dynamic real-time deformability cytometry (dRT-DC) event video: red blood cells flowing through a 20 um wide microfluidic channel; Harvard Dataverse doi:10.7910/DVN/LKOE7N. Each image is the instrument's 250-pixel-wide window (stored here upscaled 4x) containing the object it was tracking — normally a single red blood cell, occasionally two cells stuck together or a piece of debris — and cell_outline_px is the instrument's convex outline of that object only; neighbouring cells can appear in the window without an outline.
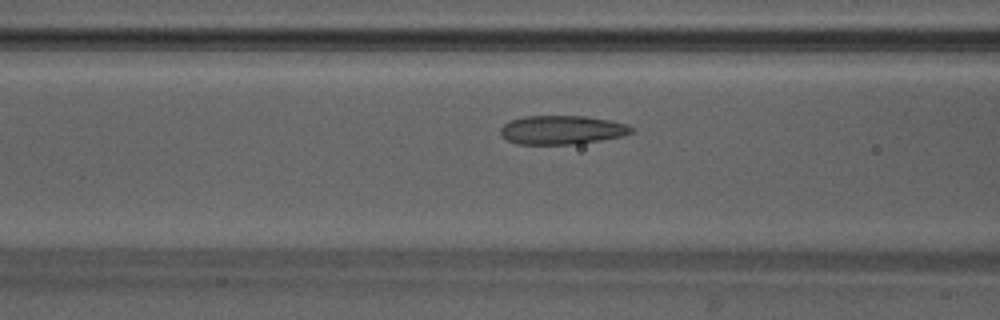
{"species": "Egyptian fruit bat (a non-hibernating species)", "species_latin": "Rousettus aegyptiacus", "temperature_condition": "warm", "stored_images_in_passage": 37, "camera_frame_rate_fps": 3000, "um_per_image_px": 0.085, "animal": {"sex": "male"}, "frame": {"image": 1, "passage_image": 8, "time_ms": 2.333, "image_size_px": [1000, 320], "cell_outline_px": [[632, 132], [624, 136], [576, 144], [516, 144], [508, 140], [500, 132], [500, 128], [504, 124], [512, 120], [524, 116], [584, 116], [608, 120], [628, 124], [632, 128]], "centroid_in_image_um": [47.77, 11.04], "position_along_channel_um": 118.8, "area_um2": 21.85}}
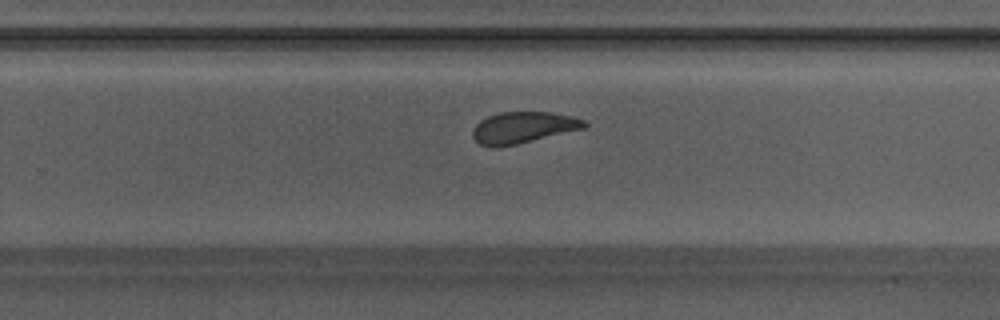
{"frame": {"image": 2, "passage_image": 20, "time_ms": 6.333, "image_size_px": [1000, 320], "cell_outline_px": [[588, 124], [584, 128], [516, 144], [496, 148], [480, 144], [472, 136], [472, 132], [476, 124], [480, 120], [488, 116], [500, 112], [548, 112], [572, 116], [584, 120]], "centroid_in_image_um": [44.44, 10.83], "position_along_channel_um": 285.4, "area_um2": 20.23}}
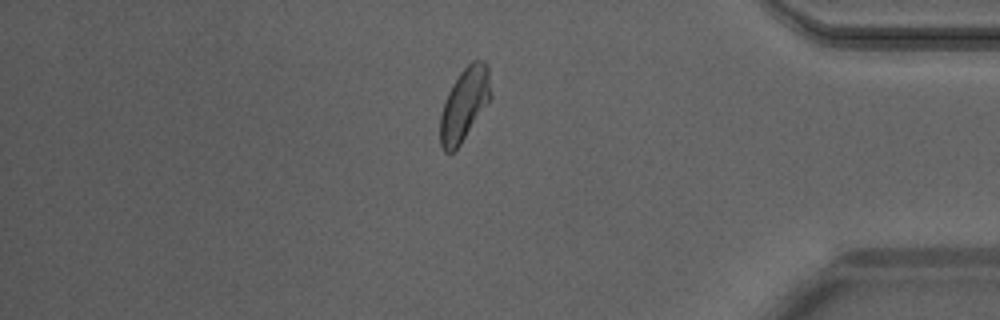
{"frame": {"image": 3, "passage_image": 30, "time_ms": 9.667, "image_size_px": [1000, 320], "cell_outline_px": [[492, 96], [460, 144], [452, 152], [444, 152], [440, 144], [440, 116], [448, 92], [452, 84], [460, 72], [472, 60], [484, 60], [488, 64]], "centroid_in_image_um": [39.48, 8.82], "position_along_channel_um": 395.7, "area_um2": 21.27}}